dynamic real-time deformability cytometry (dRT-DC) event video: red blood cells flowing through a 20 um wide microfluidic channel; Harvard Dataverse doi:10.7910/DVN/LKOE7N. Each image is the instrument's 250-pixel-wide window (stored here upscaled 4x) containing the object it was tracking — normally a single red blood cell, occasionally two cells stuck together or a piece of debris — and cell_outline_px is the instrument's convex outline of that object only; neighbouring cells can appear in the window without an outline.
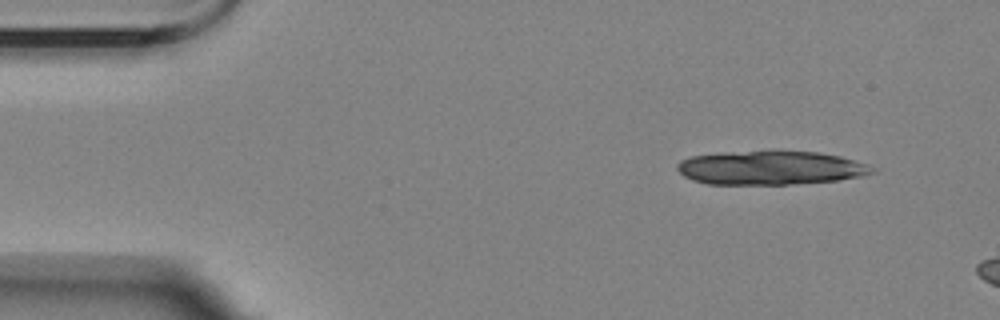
{"species": "Egyptian fruit bat (a non-hibernating species)", "species_latin": "Rousettus aegyptiacus", "temperature_condition": "room temperature", "stored_images_in_passage": 3, "camera_frame_rate_fps": 3000, "um_per_image_px": 0.085, "animal": {"sex": "female"}, "frame": {"image": 1, "passage_image": 1, "time_ms": 0.0, "image_size_px": [1000, 320], "cell_outline_px": [[876, 172], [860, 176], [836, 180], [792, 184], [708, 184], [692, 180], [684, 176], [676, 168], [676, 164], [680, 160], [692, 156], [724, 152], [820, 152], [840, 156], [868, 164], [876, 168]], "centroid_in_image_um": [65.49, 14.27], "position_along_channel_um": 19.5, "area_um2": 38.15}}